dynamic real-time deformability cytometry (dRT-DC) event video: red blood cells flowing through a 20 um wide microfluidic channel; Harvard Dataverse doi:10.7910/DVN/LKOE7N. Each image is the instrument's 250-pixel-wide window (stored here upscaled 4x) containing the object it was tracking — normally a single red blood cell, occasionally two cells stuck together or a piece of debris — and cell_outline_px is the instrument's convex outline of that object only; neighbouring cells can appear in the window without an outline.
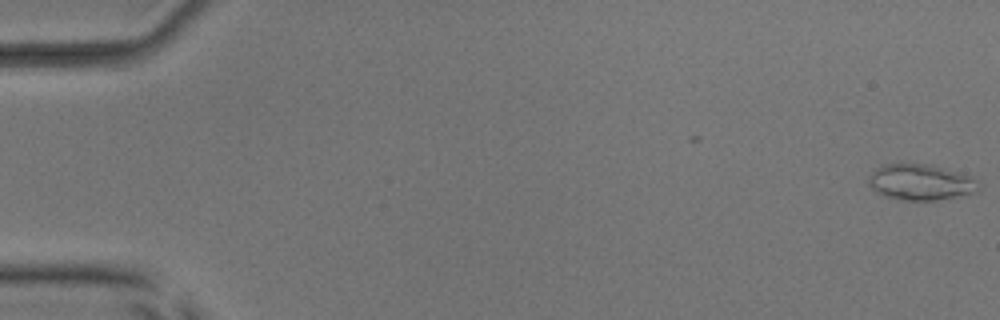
{"species": "common noctule bat (a hibernating species)", "species_latin": "Nyctalus noctula", "temperature_condition": "room temperature", "stored_images_in_passage": 16, "camera_frame_rate_fps": 3000, "um_per_image_px": 0.085, "animal": {"sex": "male", "body_mass_g": 17.9, "forearm_length_mm": 54.2}, "frame": {"image": 1, "passage_image": 1, "time_ms": 0.0, "image_size_px": [1000, 320], "cell_outline_px": [[980, 188], [976, 192], [936, 200], [904, 200], [884, 196], [876, 192], [868, 184], [868, 176], [876, 168], [884, 164], [900, 160], [932, 164], [968, 176], [976, 180]], "centroid_in_image_um": [78.17, 15.44], "position_along_channel_um": 6.8, "area_um2": 23.52}}